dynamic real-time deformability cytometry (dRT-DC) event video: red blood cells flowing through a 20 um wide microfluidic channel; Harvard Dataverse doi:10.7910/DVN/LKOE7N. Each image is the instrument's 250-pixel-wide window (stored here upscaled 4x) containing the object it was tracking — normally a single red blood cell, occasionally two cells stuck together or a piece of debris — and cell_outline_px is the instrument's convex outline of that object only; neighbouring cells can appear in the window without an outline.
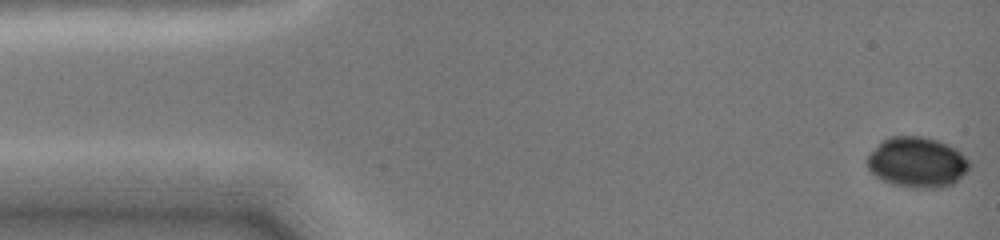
{"species": "common noctule bat (a hibernating species)", "species_latin": "Nyctalus noctula", "temperature_condition": "cold", "stored_images_in_passage": 8, "camera_frame_rate_fps": 3000, "um_per_image_px": 0.085, "animal": {"sex": "female", "body_mass_g": 19.0, "forearm_length_mm": 51.5}, "frame": {"image": 1, "passage_image": 1, "time_ms": 0.0, "image_size_px": [1000, 240], "cell_outline_px": [[972, 168], [964, 176], [952, 184], [944, 188], [912, 188], [892, 184], [876, 176], [868, 168], [868, 156], [880, 140], [892, 136], [920, 136], [936, 140], [948, 144], [956, 148], [972, 164]], "centroid_in_image_um": [78.0, 13.8], "position_along_channel_um": 7.0, "area_um2": 30.35}}
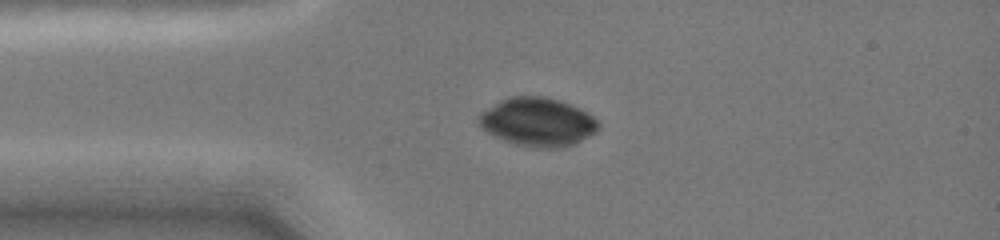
{"frame": {"image": 2, "passage_image": 5, "time_ms": 3.333, "image_size_px": [1000, 240], "cell_outline_px": [[600, 128], [596, 132], [576, 144], [560, 148], [536, 148], [516, 144], [504, 140], [488, 132], [476, 120], [476, 116], [480, 112], [500, 100], [508, 96], [544, 96], [560, 100], [580, 108], [588, 112], [600, 124]], "centroid_in_image_um": [45.72, 10.36], "position_along_channel_um": 39.3, "area_um2": 34.1}}
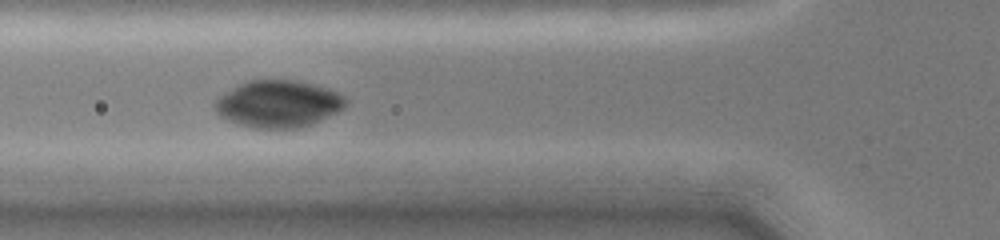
{"frame": {"image": 3, "passage_image": 7, "time_ms": 5.333, "image_size_px": [1000, 240], "cell_outline_px": [[348, 104], [344, 108], [312, 124], [300, 128], [252, 128], [236, 124], [220, 116], [216, 112], [212, 104], [220, 96], [240, 84], [248, 80], [292, 80], [312, 84], [328, 88], [344, 96], [348, 100]], "centroid_in_image_um": [23.65, 8.84], "position_along_channel_um": 102.2, "area_um2": 35.84}}